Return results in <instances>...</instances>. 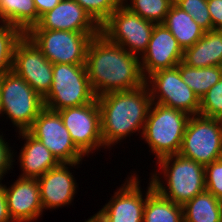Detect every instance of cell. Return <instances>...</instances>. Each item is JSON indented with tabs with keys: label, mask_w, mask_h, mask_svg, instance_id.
Returning a JSON list of instances; mask_svg holds the SVG:
<instances>
[{
	"label": "cell",
	"mask_w": 222,
	"mask_h": 222,
	"mask_svg": "<svg viewBox=\"0 0 222 222\" xmlns=\"http://www.w3.org/2000/svg\"><path fill=\"white\" fill-rule=\"evenodd\" d=\"M2 116L11 120L17 132L27 131L45 107L43 98L13 71L0 76Z\"/></svg>",
	"instance_id": "cell-5"
},
{
	"label": "cell",
	"mask_w": 222,
	"mask_h": 222,
	"mask_svg": "<svg viewBox=\"0 0 222 222\" xmlns=\"http://www.w3.org/2000/svg\"><path fill=\"white\" fill-rule=\"evenodd\" d=\"M183 52L169 29L163 23L155 24L147 50L140 57L144 78L155 71L176 67L183 60Z\"/></svg>",
	"instance_id": "cell-15"
},
{
	"label": "cell",
	"mask_w": 222,
	"mask_h": 222,
	"mask_svg": "<svg viewBox=\"0 0 222 222\" xmlns=\"http://www.w3.org/2000/svg\"><path fill=\"white\" fill-rule=\"evenodd\" d=\"M136 174L134 172L133 175L128 176L108 203L90 217L92 222H143L146 197L154 190V187L149 180L147 192L143 195L140 179Z\"/></svg>",
	"instance_id": "cell-10"
},
{
	"label": "cell",
	"mask_w": 222,
	"mask_h": 222,
	"mask_svg": "<svg viewBox=\"0 0 222 222\" xmlns=\"http://www.w3.org/2000/svg\"><path fill=\"white\" fill-rule=\"evenodd\" d=\"M0 222H13L8 211L4 184H2V181H0Z\"/></svg>",
	"instance_id": "cell-34"
},
{
	"label": "cell",
	"mask_w": 222,
	"mask_h": 222,
	"mask_svg": "<svg viewBox=\"0 0 222 222\" xmlns=\"http://www.w3.org/2000/svg\"><path fill=\"white\" fill-rule=\"evenodd\" d=\"M0 22L15 26L26 34L38 23L34 0H0Z\"/></svg>",
	"instance_id": "cell-23"
},
{
	"label": "cell",
	"mask_w": 222,
	"mask_h": 222,
	"mask_svg": "<svg viewBox=\"0 0 222 222\" xmlns=\"http://www.w3.org/2000/svg\"><path fill=\"white\" fill-rule=\"evenodd\" d=\"M222 151V120L191 115L179 154L206 166L219 160Z\"/></svg>",
	"instance_id": "cell-8"
},
{
	"label": "cell",
	"mask_w": 222,
	"mask_h": 222,
	"mask_svg": "<svg viewBox=\"0 0 222 222\" xmlns=\"http://www.w3.org/2000/svg\"><path fill=\"white\" fill-rule=\"evenodd\" d=\"M145 83L152 102L182 110L190 116L199 114L200 100L183 81L177 67L155 71Z\"/></svg>",
	"instance_id": "cell-12"
},
{
	"label": "cell",
	"mask_w": 222,
	"mask_h": 222,
	"mask_svg": "<svg viewBox=\"0 0 222 222\" xmlns=\"http://www.w3.org/2000/svg\"><path fill=\"white\" fill-rule=\"evenodd\" d=\"M186 65L196 68L222 66V30H209L183 52Z\"/></svg>",
	"instance_id": "cell-20"
},
{
	"label": "cell",
	"mask_w": 222,
	"mask_h": 222,
	"mask_svg": "<svg viewBox=\"0 0 222 222\" xmlns=\"http://www.w3.org/2000/svg\"><path fill=\"white\" fill-rule=\"evenodd\" d=\"M23 34L19 28L0 22V76L12 71L14 48Z\"/></svg>",
	"instance_id": "cell-27"
},
{
	"label": "cell",
	"mask_w": 222,
	"mask_h": 222,
	"mask_svg": "<svg viewBox=\"0 0 222 222\" xmlns=\"http://www.w3.org/2000/svg\"><path fill=\"white\" fill-rule=\"evenodd\" d=\"M1 115H2V108H1V100H0V117H2Z\"/></svg>",
	"instance_id": "cell-36"
},
{
	"label": "cell",
	"mask_w": 222,
	"mask_h": 222,
	"mask_svg": "<svg viewBox=\"0 0 222 222\" xmlns=\"http://www.w3.org/2000/svg\"><path fill=\"white\" fill-rule=\"evenodd\" d=\"M163 24L177 39L183 51L193 46L206 32L194 21L190 14L182 10L175 3L172 4L166 14Z\"/></svg>",
	"instance_id": "cell-21"
},
{
	"label": "cell",
	"mask_w": 222,
	"mask_h": 222,
	"mask_svg": "<svg viewBox=\"0 0 222 222\" xmlns=\"http://www.w3.org/2000/svg\"><path fill=\"white\" fill-rule=\"evenodd\" d=\"M212 29L222 30V0H207Z\"/></svg>",
	"instance_id": "cell-33"
},
{
	"label": "cell",
	"mask_w": 222,
	"mask_h": 222,
	"mask_svg": "<svg viewBox=\"0 0 222 222\" xmlns=\"http://www.w3.org/2000/svg\"><path fill=\"white\" fill-rule=\"evenodd\" d=\"M101 26L121 5V0H75Z\"/></svg>",
	"instance_id": "cell-28"
},
{
	"label": "cell",
	"mask_w": 222,
	"mask_h": 222,
	"mask_svg": "<svg viewBox=\"0 0 222 222\" xmlns=\"http://www.w3.org/2000/svg\"><path fill=\"white\" fill-rule=\"evenodd\" d=\"M98 33L30 29L26 34L52 64L85 65L89 43Z\"/></svg>",
	"instance_id": "cell-7"
},
{
	"label": "cell",
	"mask_w": 222,
	"mask_h": 222,
	"mask_svg": "<svg viewBox=\"0 0 222 222\" xmlns=\"http://www.w3.org/2000/svg\"><path fill=\"white\" fill-rule=\"evenodd\" d=\"M8 211L13 222H34L42 217L43 208L37 178L18 177L13 184H4Z\"/></svg>",
	"instance_id": "cell-17"
},
{
	"label": "cell",
	"mask_w": 222,
	"mask_h": 222,
	"mask_svg": "<svg viewBox=\"0 0 222 222\" xmlns=\"http://www.w3.org/2000/svg\"><path fill=\"white\" fill-rule=\"evenodd\" d=\"M132 13L156 24L163 23L174 0H121ZM130 3H129V2Z\"/></svg>",
	"instance_id": "cell-26"
},
{
	"label": "cell",
	"mask_w": 222,
	"mask_h": 222,
	"mask_svg": "<svg viewBox=\"0 0 222 222\" xmlns=\"http://www.w3.org/2000/svg\"><path fill=\"white\" fill-rule=\"evenodd\" d=\"M182 208L183 222H222V200L206 190Z\"/></svg>",
	"instance_id": "cell-22"
},
{
	"label": "cell",
	"mask_w": 222,
	"mask_h": 222,
	"mask_svg": "<svg viewBox=\"0 0 222 222\" xmlns=\"http://www.w3.org/2000/svg\"><path fill=\"white\" fill-rule=\"evenodd\" d=\"M97 99L85 65L53 64V82L44 106L53 111L77 107Z\"/></svg>",
	"instance_id": "cell-6"
},
{
	"label": "cell",
	"mask_w": 222,
	"mask_h": 222,
	"mask_svg": "<svg viewBox=\"0 0 222 222\" xmlns=\"http://www.w3.org/2000/svg\"><path fill=\"white\" fill-rule=\"evenodd\" d=\"M221 161H222V151H221V154H220V158H219Z\"/></svg>",
	"instance_id": "cell-37"
},
{
	"label": "cell",
	"mask_w": 222,
	"mask_h": 222,
	"mask_svg": "<svg viewBox=\"0 0 222 222\" xmlns=\"http://www.w3.org/2000/svg\"><path fill=\"white\" fill-rule=\"evenodd\" d=\"M27 131L40 140L60 163H77L85 158L73 143L58 111L44 107Z\"/></svg>",
	"instance_id": "cell-13"
},
{
	"label": "cell",
	"mask_w": 222,
	"mask_h": 222,
	"mask_svg": "<svg viewBox=\"0 0 222 222\" xmlns=\"http://www.w3.org/2000/svg\"><path fill=\"white\" fill-rule=\"evenodd\" d=\"M97 100L105 149H111L116 143L122 142V139L132 136L131 134L138 132L142 135L152 104L146 83L136 89L103 94Z\"/></svg>",
	"instance_id": "cell-2"
},
{
	"label": "cell",
	"mask_w": 222,
	"mask_h": 222,
	"mask_svg": "<svg viewBox=\"0 0 222 222\" xmlns=\"http://www.w3.org/2000/svg\"><path fill=\"white\" fill-rule=\"evenodd\" d=\"M190 115L182 110L152 102L141 139L155 155V160L178 154Z\"/></svg>",
	"instance_id": "cell-4"
},
{
	"label": "cell",
	"mask_w": 222,
	"mask_h": 222,
	"mask_svg": "<svg viewBox=\"0 0 222 222\" xmlns=\"http://www.w3.org/2000/svg\"><path fill=\"white\" fill-rule=\"evenodd\" d=\"M174 3L190 14L205 31L212 30V19L208 11L207 0H174Z\"/></svg>",
	"instance_id": "cell-30"
},
{
	"label": "cell",
	"mask_w": 222,
	"mask_h": 222,
	"mask_svg": "<svg viewBox=\"0 0 222 222\" xmlns=\"http://www.w3.org/2000/svg\"><path fill=\"white\" fill-rule=\"evenodd\" d=\"M199 114L222 120V78L200 99Z\"/></svg>",
	"instance_id": "cell-29"
},
{
	"label": "cell",
	"mask_w": 222,
	"mask_h": 222,
	"mask_svg": "<svg viewBox=\"0 0 222 222\" xmlns=\"http://www.w3.org/2000/svg\"><path fill=\"white\" fill-rule=\"evenodd\" d=\"M80 163H60L37 178L43 210L62 208L72 203L78 185L69 169L71 166L79 167Z\"/></svg>",
	"instance_id": "cell-16"
},
{
	"label": "cell",
	"mask_w": 222,
	"mask_h": 222,
	"mask_svg": "<svg viewBox=\"0 0 222 222\" xmlns=\"http://www.w3.org/2000/svg\"><path fill=\"white\" fill-rule=\"evenodd\" d=\"M18 134L19 139L25 141L17 159L22 170L19 177L38 178L60 164L51 151L28 131H20Z\"/></svg>",
	"instance_id": "cell-19"
},
{
	"label": "cell",
	"mask_w": 222,
	"mask_h": 222,
	"mask_svg": "<svg viewBox=\"0 0 222 222\" xmlns=\"http://www.w3.org/2000/svg\"><path fill=\"white\" fill-rule=\"evenodd\" d=\"M12 71L22 77L41 98L48 95L53 82V64L27 34H23L16 43Z\"/></svg>",
	"instance_id": "cell-11"
},
{
	"label": "cell",
	"mask_w": 222,
	"mask_h": 222,
	"mask_svg": "<svg viewBox=\"0 0 222 222\" xmlns=\"http://www.w3.org/2000/svg\"><path fill=\"white\" fill-rule=\"evenodd\" d=\"M183 81L200 100L222 78V66L196 68L183 61L176 66Z\"/></svg>",
	"instance_id": "cell-24"
},
{
	"label": "cell",
	"mask_w": 222,
	"mask_h": 222,
	"mask_svg": "<svg viewBox=\"0 0 222 222\" xmlns=\"http://www.w3.org/2000/svg\"><path fill=\"white\" fill-rule=\"evenodd\" d=\"M156 165L163 176L157 173L158 170L151 173L153 187L160 195L174 203L183 206L206 190L205 166L202 164L178 153L160 158ZM160 176L164 180L159 178Z\"/></svg>",
	"instance_id": "cell-3"
},
{
	"label": "cell",
	"mask_w": 222,
	"mask_h": 222,
	"mask_svg": "<svg viewBox=\"0 0 222 222\" xmlns=\"http://www.w3.org/2000/svg\"><path fill=\"white\" fill-rule=\"evenodd\" d=\"M31 29L100 32V26L75 0H61Z\"/></svg>",
	"instance_id": "cell-18"
},
{
	"label": "cell",
	"mask_w": 222,
	"mask_h": 222,
	"mask_svg": "<svg viewBox=\"0 0 222 222\" xmlns=\"http://www.w3.org/2000/svg\"><path fill=\"white\" fill-rule=\"evenodd\" d=\"M206 191L222 200V161L216 160L205 166Z\"/></svg>",
	"instance_id": "cell-31"
},
{
	"label": "cell",
	"mask_w": 222,
	"mask_h": 222,
	"mask_svg": "<svg viewBox=\"0 0 222 222\" xmlns=\"http://www.w3.org/2000/svg\"><path fill=\"white\" fill-rule=\"evenodd\" d=\"M14 155V150H12L9 143L6 142L3 133H0V181H2L6 173L8 174V171L10 172V169H12L13 162H15V158H13L15 157Z\"/></svg>",
	"instance_id": "cell-32"
},
{
	"label": "cell",
	"mask_w": 222,
	"mask_h": 222,
	"mask_svg": "<svg viewBox=\"0 0 222 222\" xmlns=\"http://www.w3.org/2000/svg\"><path fill=\"white\" fill-rule=\"evenodd\" d=\"M143 222H183V208L154 189L146 197Z\"/></svg>",
	"instance_id": "cell-25"
},
{
	"label": "cell",
	"mask_w": 222,
	"mask_h": 222,
	"mask_svg": "<svg viewBox=\"0 0 222 222\" xmlns=\"http://www.w3.org/2000/svg\"><path fill=\"white\" fill-rule=\"evenodd\" d=\"M61 0H34V5L38 14V22L40 17L52 10Z\"/></svg>",
	"instance_id": "cell-35"
},
{
	"label": "cell",
	"mask_w": 222,
	"mask_h": 222,
	"mask_svg": "<svg viewBox=\"0 0 222 222\" xmlns=\"http://www.w3.org/2000/svg\"><path fill=\"white\" fill-rule=\"evenodd\" d=\"M75 146L87 157L104 148L98 100L58 111Z\"/></svg>",
	"instance_id": "cell-14"
},
{
	"label": "cell",
	"mask_w": 222,
	"mask_h": 222,
	"mask_svg": "<svg viewBox=\"0 0 222 222\" xmlns=\"http://www.w3.org/2000/svg\"><path fill=\"white\" fill-rule=\"evenodd\" d=\"M85 66L96 97L136 89L145 84L140 57L110 41L101 32L89 43Z\"/></svg>",
	"instance_id": "cell-1"
},
{
	"label": "cell",
	"mask_w": 222,
	"mask_h": 222,
	"mask_svg": "<svg viewBox=\"0 0 222 222\" xmlns=\"http://www.w3.org/2000/svg\"><path fill=\"white\" fill-rule=\"evenodd\" d=\"M155 24L121 4L100 26V32L129 53L141 57L147 50Z\"/></svg>",
	"instance_id": "cell-9"
}]
</instances>
